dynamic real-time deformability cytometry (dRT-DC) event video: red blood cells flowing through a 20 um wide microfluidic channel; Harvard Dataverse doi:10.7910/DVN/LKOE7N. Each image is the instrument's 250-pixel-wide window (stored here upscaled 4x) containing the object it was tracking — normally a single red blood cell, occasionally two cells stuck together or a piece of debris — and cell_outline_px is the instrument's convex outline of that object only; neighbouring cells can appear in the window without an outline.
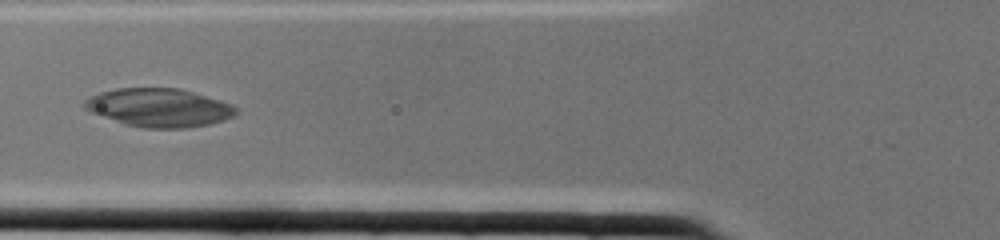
{"species": "common noctule bat (a hibernating species)", "species_latin": "Nyctalus noctula", "temperature_condition": "cold", "stored_images_in_passage": 2, "camera_frame_rate_fps": 3000, "um_per_image_px": 0.085, "animal": {"sex": "female", "body_mass_g": 22.0, "forearm_length_mm": 56.7}, "frame": {"image": 1, "passage_image": 2, "time_ms": 0.333, "image_size_px": [1000, 240], "cell_outline_px": [[240, 112], [236, 116], [212, 124], [188, 128], [144, 128], [124, 124], [92, 112], [84, 108], [84, 100], [88, 96], [100, 92], [116, 88], [180, 88], [220, 100], [232, 104], [240, 108]], "centroid_in_image_um": [13.58, 9.15], "position_along_channel_um": 112.2, "area_um2": 34.28}}